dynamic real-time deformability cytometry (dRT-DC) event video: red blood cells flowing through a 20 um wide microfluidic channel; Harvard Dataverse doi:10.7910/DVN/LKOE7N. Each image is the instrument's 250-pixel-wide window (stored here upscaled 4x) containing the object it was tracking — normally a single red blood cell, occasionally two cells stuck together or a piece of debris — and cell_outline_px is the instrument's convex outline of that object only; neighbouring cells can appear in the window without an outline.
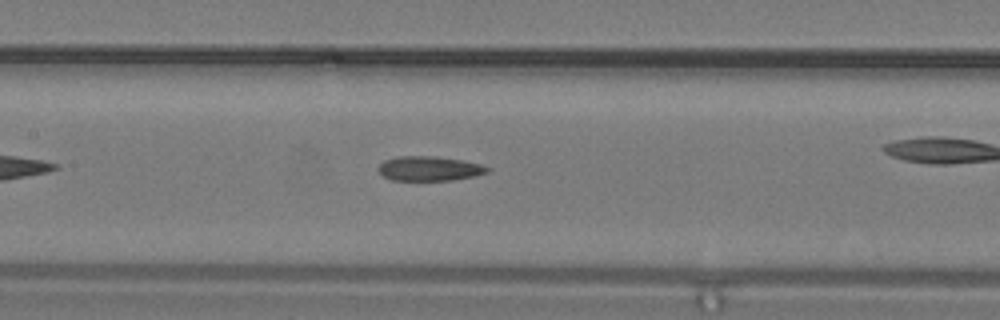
{"species": "common noctule bat (a hibernating species)", "species_latin": "Nyctalus noctula", "temperature_condition": "warm", "stored_images_in_passage": 15, "camera_frame_rate_fps": 3000, "um_per_image_px": 0.085, "animal": {"sex": "male", "body_mass_g": 19.2, "forearm_length_mm": 51.8}, "frame": {"image": 1, "passage_image": 9, "time_ms": 2.667, "image_size_px": [1000, 320], "cell_outline_px": [[492, 168], [488, 172], [476, 176], [452, 180], [392, 180], [384, 176], [376, 168], [384, 160], [396, 156], [436, 156], [464, 160], [480, 164]], "centroid_in_image_um": [36.51, 14.32], "position_along_channel_um": 170.9, "area_um2": 15.78}}
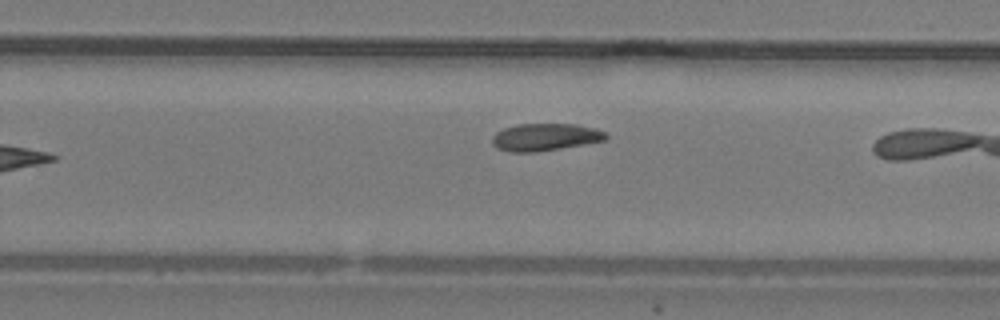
{"frame": {"image": 2, "passage_image": 15, "time_ms": 4.667, "image_size_px": [1000, 320], "cell_outline_px": [[608, 136], [604, 140], [584, 144], [536, 152], [508, 152], [496, 148], [492, 144], [492, 136], [496, 132], [504, 128], [516, 124], [576, 124], [596, 128], [604, 132]], "centroid_in_image_um": [46.29, 11.65], "position_along_channel_um": 283.5, "area_um2": 18.15}}